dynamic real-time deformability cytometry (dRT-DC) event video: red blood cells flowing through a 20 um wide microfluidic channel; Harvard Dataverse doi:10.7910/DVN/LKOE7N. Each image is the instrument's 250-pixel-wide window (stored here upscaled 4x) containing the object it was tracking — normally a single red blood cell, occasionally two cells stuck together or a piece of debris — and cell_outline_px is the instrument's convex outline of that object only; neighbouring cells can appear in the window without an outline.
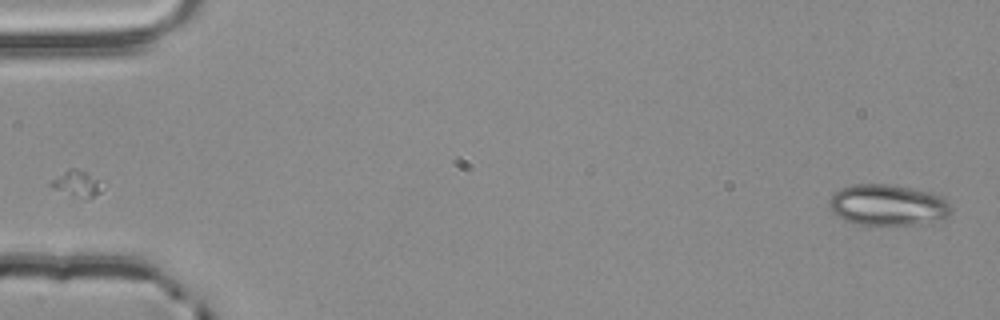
{"species": "common noctule bat (a hibernating species)", "species_latin": "Nyctalus noctula", "temperature_condition": "room temperature", "stored_images_in_passage": 54, "camera_frame_rate_fps": 3000, "um_per_image_px": 0.085, "animal": {"sex": "male", "body_mass_g": 20.4}, "frame": {"image": 1, "passage_image": 1, "time_ms": 0.0, "image_size_px": [1000, 320], "cell_outline_px": [[952, 208], [948, 216], [944, 220], [924, 224], [856, 224], [844, 220], [832, 212], [828, 208], [828, 204], [832, 192], [840, 188], [852, 184], [892, 184], [928, 192], [944, 196]], "centroid_in_image_um": [75.46, 17.42], "position_along_channel_um": 9.5, "area_um2": 29.59}}
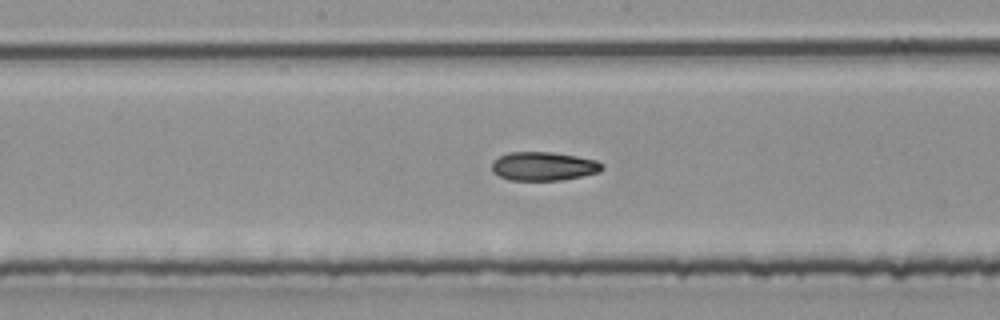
{"frame": {"image": 2, "passage_image": 28, "time_ms": 9.0, "image_size_px": [1000, 320], "cell_outline_px": [[604, 168], [600, 172], [560, 180], [508, 180], [492, 172], [492, 160], [508, 152], [552, 152], [576, 156], [596, 160], [604, 164]], "centroid_in_image_um": [46.19, 14.13], "position_along_channel_um": 202.0, "area_um2": 18.5}}
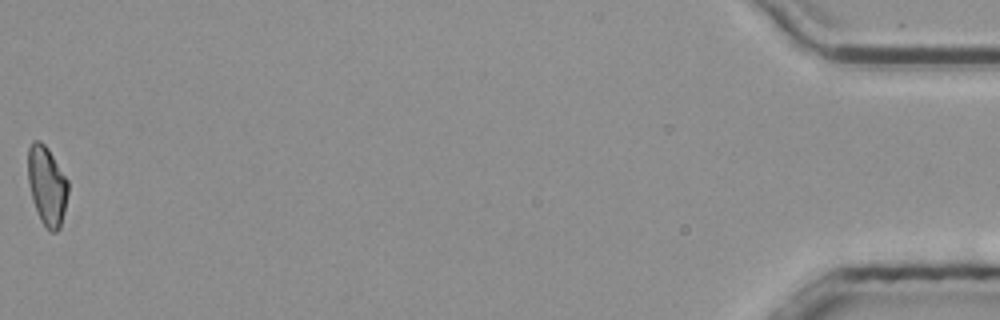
{"frame": {"image": 3, "passage_image": 54, "time_ms": 17.667, "image_size_px": [1000, 320], "cell_outline_px": [[68, 192], [64, 212], [60, 228], [56, 232], [48, 232], [40, 220], [28, 184], [28, 148], [32, 140], [40, 140], [48, 148], [68, 180]], "centroid_in_image_um": [3.99, 15.78], "position_along_channel_um": 431.2, "area_um2": 18.55}, "authors_computed_cell_mechanics": {"area_um2": 18.785, "velocity_mm_per_s": 3.8644, "shape_relaxation_time_tau1_ms": null, "shape_relaxation_time_tau2_ms": 1.1869, "deformation_change_tau1": null, "deformation_change_tau2": 0.0638}}